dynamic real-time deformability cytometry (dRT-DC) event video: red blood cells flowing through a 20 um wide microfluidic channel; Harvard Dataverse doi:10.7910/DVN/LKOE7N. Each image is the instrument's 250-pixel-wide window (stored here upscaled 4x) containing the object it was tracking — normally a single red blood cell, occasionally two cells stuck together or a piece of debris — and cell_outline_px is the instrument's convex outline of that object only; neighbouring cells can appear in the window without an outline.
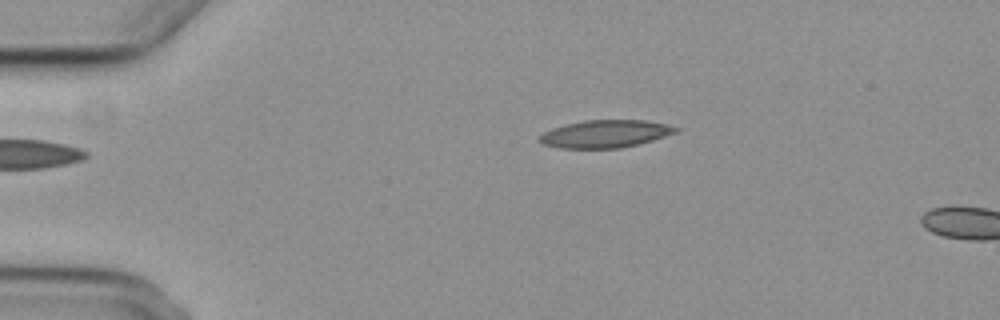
{"species": "common noctule bat (a hibernating species)", "species_latin": "Nyctalus noctula", "temperature_condition": "cold", "stored_images_in_passage": 2, "camera_frame_rate_fps": 3000, "um_per_image_px": 0.085, "animal": {"sex": "female", "body_mass_g": 29.2, "forearm_length_mm": 56.3}, "frame": {"image": 1, "passage_image": 2, "time_ms": 1.333, "image_size_px": [1000, 320], "cell_outline_px": [[680, 128], [676, 132], [652, 140], [620, 148], [556, 148], [544, 144], [536, 140], [544, 132], [552, 128], [564, 124], [584, 120], [644, 120], [664, 124]], "centroid_in_image_um": [51.38, 11.37], "position_along_channel_um": 33.6, "area_um2": 21.79}}